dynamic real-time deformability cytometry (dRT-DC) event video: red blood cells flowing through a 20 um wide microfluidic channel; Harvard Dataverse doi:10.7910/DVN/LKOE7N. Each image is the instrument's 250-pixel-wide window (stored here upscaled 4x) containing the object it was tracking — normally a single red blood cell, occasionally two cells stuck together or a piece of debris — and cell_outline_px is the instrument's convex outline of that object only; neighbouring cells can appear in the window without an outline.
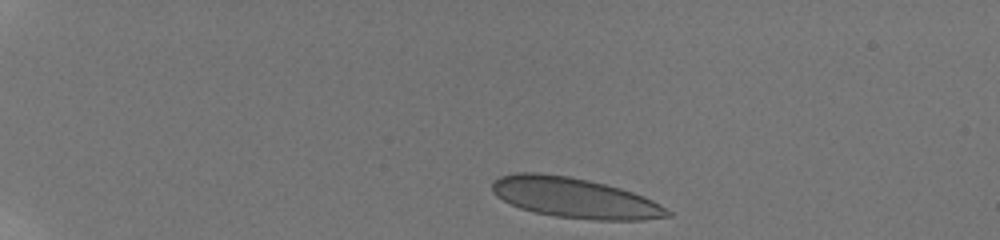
{"species": "human", "species_latin": "Homo sapiens", "temperature_condition": "room temperature", "stored_images_in_passage": 17, "camera_frame_rate_fps": 3000, "um_per_image_px": 0.085, "donor": {"sex": "male"}, "frame": {"image": 1, "passage_image": 1, "time_ms": 0.0, "image_size_px": [1000, 240], "cell_outline_px": [[672, 216], [644, 220], [592, 220], [556, 216], [536, 212], [520, 208], [496, 196], [492, 192], [492, 184], [500, 176], [516, 172], [536, 172], [568, 176], [588, 180], [620, 188], [644, 196], [652, 200], [672, 212]], "centroid_in_image_um": [48.86, 16.82], "position_along_channel_um": 36.1, "area_um2": 40.92}}
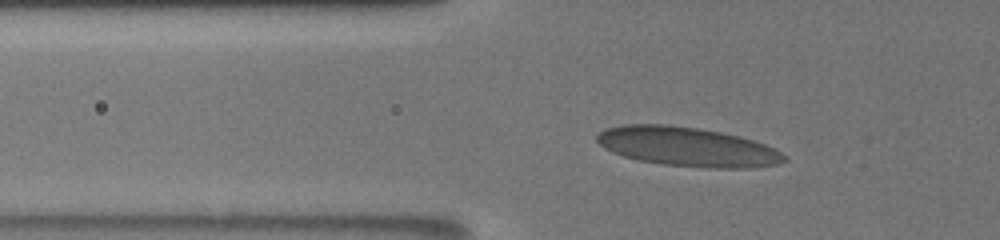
{"frame": {"image": 2, "passage_image": 8, "time_ms": 3.0, "image_size_px": [1000, 240], "cell_outline_px": [[788, 160], [780, 164], [752, 168], [712, 168], [664, 164], [640, 160], [624, 156], [612, 152], [604, 148], [596, 140], [596, 136], [604, 128], [624, 124], [668, 124], [696, 128], [720, 132], [740, 136], [764, 144], [780, 152]], "centroid_in_image_um": [58.41, 12.47], "position_along_channel_um": 67.4, "area_um2": 42.71}}
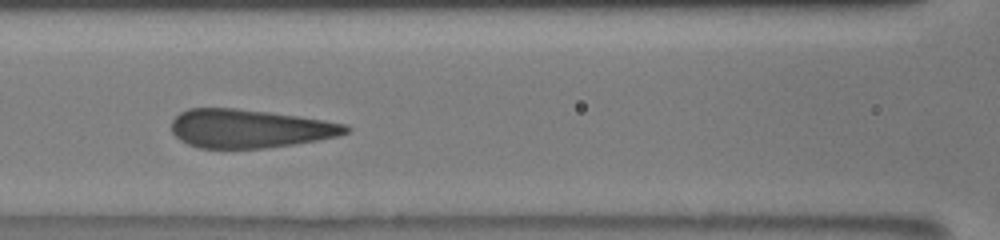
{"frame": {"image": 3, "passage_image": 13, "time_ms": 5.333, "image_size_px": [1000, 240], "cell_outline_px": [[352, 128], [348, 132], [340, 136], [292, 144], [264, 148], [196, 148], [180, 140], [172, 132], [172, 120], [180, 112], [188, 108], [236, 108], [268, 112], [324, 120], [348, 124]], "centroid_in_image_um": [21.21, 10.93], "position_along_channel_um": 145.4, "area_um2": 39.13}}